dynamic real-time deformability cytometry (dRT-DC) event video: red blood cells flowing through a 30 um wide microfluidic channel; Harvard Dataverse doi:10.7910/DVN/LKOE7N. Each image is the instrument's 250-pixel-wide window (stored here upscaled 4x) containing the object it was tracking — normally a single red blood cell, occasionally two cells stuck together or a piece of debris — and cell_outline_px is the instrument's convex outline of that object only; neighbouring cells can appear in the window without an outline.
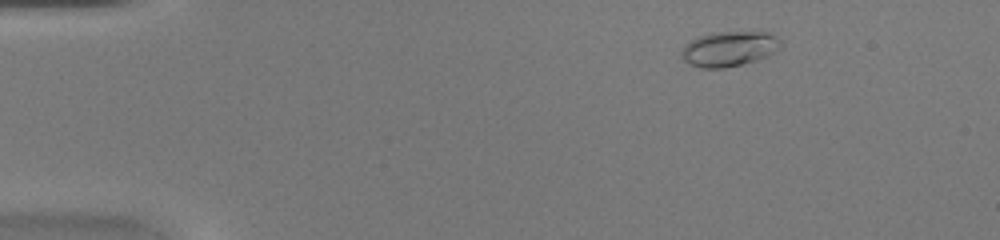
{"species": "common noctule bat (a hibernating species)", "species_latin": "Nyctalus noctula", "temperature_condition": "warm", "stored_images_in_passage": 44, "camera_frame_rate_fps": 3000, "um_per_image_px": 0.085, "animal": {"sex": "female", "body_mass_g": 20.0, "forearm_length_mm": 54.0}, "frame": {"image": 1, "passage_image": 2, "time_ms": 0.333, "image_size_px": [1000, 240], "cell_outline_px": [[780, 48], [776, 52], [768, 56], [756, 60], [724, 68], [700, 68], [684, 60], [680, 56], [680, 52], [692, 40], [700, 36], [712, 32], [768, 32], [780, 40]], "centroid_in_image_um": [61.99, 4.15], "position_along_channel_um": 23.0, "area_um2": 20.06}}
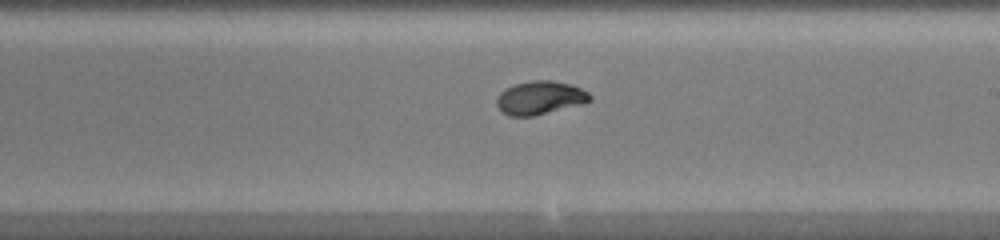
{"frame": {"image": 2, "passage_image": 24, "time_ms": 7.667, "image_size_px": [1000, 240], "cell_outline_px": [[592, 100], [584, 104], [532, 116], [508, 116], [496, 104], [496, 100], [500, 92], [516, 84], [532, 80], [552, 80], [572, 84], [588, 92], [592, 96]], "centroid_in_image_um": [45.95, 8.31], "position_along_channel_um": 243.1, "area_um2": 18.15}}
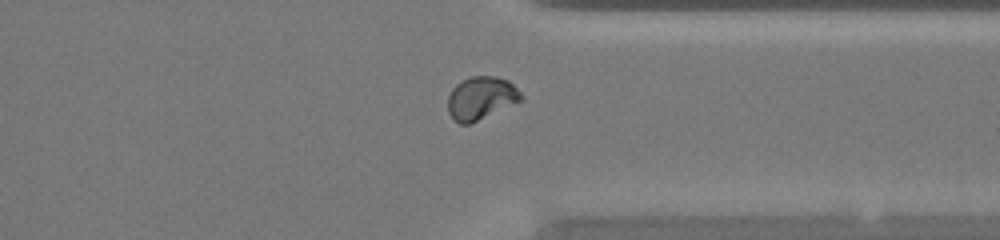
{"frame": {"image": 3, "passage_image": 33, "time_ms": 10.667, "image_size_px": [1000, 240], "cell_outline_px": [[524, 100], [468, 124], [460, 124], [448, 112], [448, 96], [452, 88], [460, 80], [472, 76], [496, 76], [508, 80], [524, 96]], "centroid_in_image_um": [40.9, 8.31], "position_along_channel_um": 370.5, "area_um2": 18.32}, "authors_computed_cell_mechanics": {"area_um2": 18.1203, "velocity_mm_per_s": 4.2749, "shape_relaxation_time_tau1_ms": 4.3204, "shape_relaxation_time_tau2_ms": 0.7677, "deformation_change_tau1": 0.1827, "deformation_change_tau2": 0.0324}}